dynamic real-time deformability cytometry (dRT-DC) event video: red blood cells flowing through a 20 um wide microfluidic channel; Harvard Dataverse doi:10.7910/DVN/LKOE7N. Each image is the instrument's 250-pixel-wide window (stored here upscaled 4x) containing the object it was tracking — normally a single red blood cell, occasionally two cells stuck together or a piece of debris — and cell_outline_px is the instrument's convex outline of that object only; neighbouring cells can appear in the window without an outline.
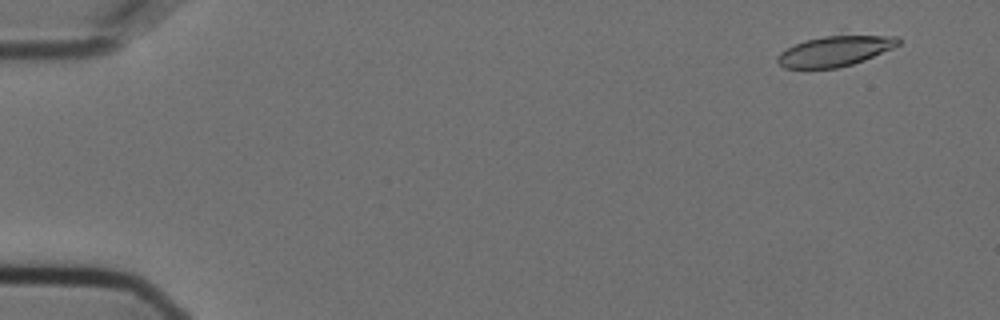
{"species": "Egyptian fruit bat (a non-hibernating species)", "species_latin": "Rousettus aegyptiacus", "temperature_condition": "cold", "stored_images_in_passage": 57, "camera_frame_rate_fps": 3000, "um_per_image_px": 0.085, "animal": {"sex": "female"}, "frame": {"image": 1, "passage_image": 4, "time_ms": 1.0, "image_size_px": [1000, 320], "cell_outline_px": [[900, 44], [892, 48], [864, 60], [852, 64], [836, 68], [784, 68], [776, 60], [776, 56], [780, 52], [804, 40], [840, 28], [896, 36], [900, 40]], "centroid_in_image_um": [71.06, 4.2], "position_along_channel_um": 13.9, "area_um2": 23.41}}
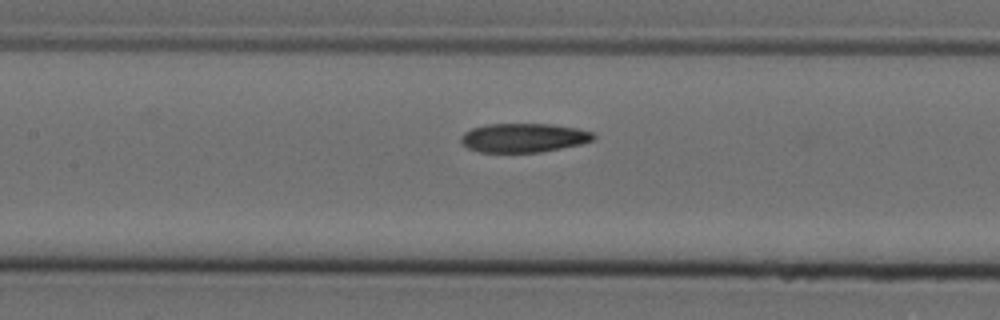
{"frame": {"image": 2, "passage_image": 27, "time_ms": 8.667, "image_size_px": [1000, 320], "cell_outline_px": [[596, 136], [592, 140], [580, 144], [540, 152], [480, 152], [468, 148], [460, 144], [460, 136], [464, 132], [472, 128], [488, 124], [552, 124], [576, 128], [592, 132]], "centroid_in_image_um": [44.46, 11.71], "position_along_channel_um": 162.9, "area_um2": 22.37}}
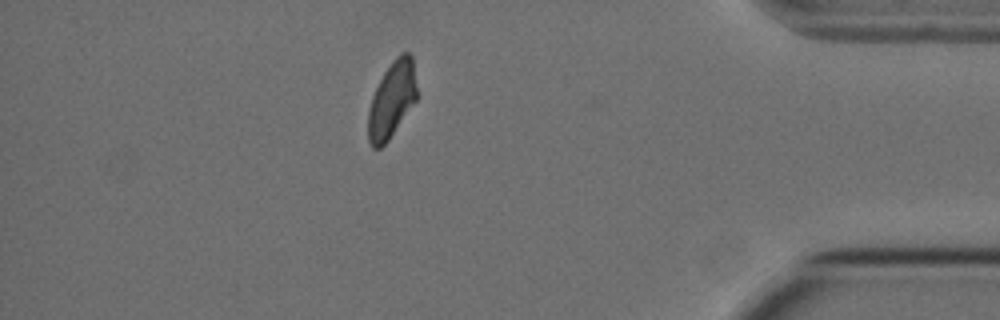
{"frame": {"image": 3, "passage_image": 50, "time_ms": 16.333, "image_size_px": [1000, 320], "cell_outline_px": [[416, 100], [388, 140], [380, 148], [372, 148], [368, 140], [368, 112], [372, 96], [384, 72], [392, 60], [400, 52], [408, 52], [412, 56], [416, 88]], "centroid_in_image_um": [33.29, 8.47], "position_along_channel_um": 401.9, "area_um2": 21.33}, "authors_computed_cell_mechanics": {"area_um2": 23.0622, "velocity_mm_per_s": 3.5924, "shape_relaxation_time_tau1_ms": 9.7606, "shape_relaxation_time_tau2_ms": 4.5198, "deformation_change_tau1": 0.2079, "deformation_change_tau2": 0.1}}